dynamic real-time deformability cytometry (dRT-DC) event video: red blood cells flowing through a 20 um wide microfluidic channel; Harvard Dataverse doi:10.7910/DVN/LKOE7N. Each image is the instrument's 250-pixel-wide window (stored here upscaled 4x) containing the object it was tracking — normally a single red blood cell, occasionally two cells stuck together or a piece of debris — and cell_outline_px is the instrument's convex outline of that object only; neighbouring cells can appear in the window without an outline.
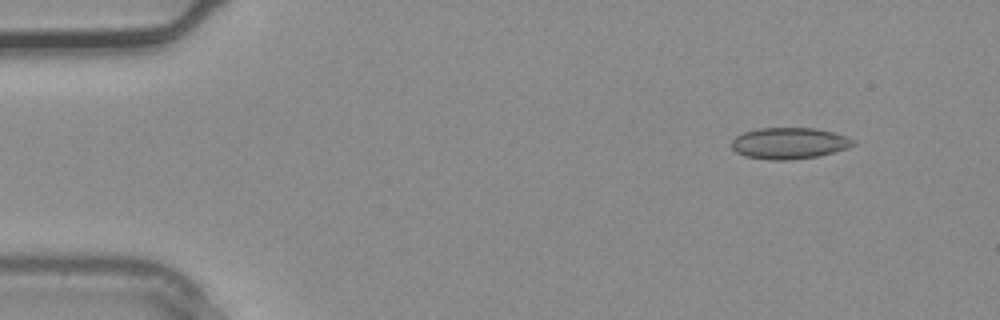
{"species": "common noctule bat (a hibernating species)", "species_latin": "Nyctalus noctula", "temperature_condition": "warm", "stored_images_in_passage": 2, "camera_frame_rate_fps": 3000, "um_per_image_px": 0.085, "animal": {"sex": "male", "body_mass_g": 20.4}, "frame": {"image": 1, "passage_image": 1, "time_ms": 0.0, "image_size_px": [1000, 320], "cell_outline_px": [[856, 144], [848, 148], [820, 156], [788, 160], [768, 160], [744, 156], [736, 152], [732, 148], [732, 140], [736, 136], [744, 132], [760, 128], [816, 128], [848, 136], [856, 140]], "centroid_in_image_um": [67.11, 12.18], "position_along_channel_um": 17.9, "area_um2": 22.43}}